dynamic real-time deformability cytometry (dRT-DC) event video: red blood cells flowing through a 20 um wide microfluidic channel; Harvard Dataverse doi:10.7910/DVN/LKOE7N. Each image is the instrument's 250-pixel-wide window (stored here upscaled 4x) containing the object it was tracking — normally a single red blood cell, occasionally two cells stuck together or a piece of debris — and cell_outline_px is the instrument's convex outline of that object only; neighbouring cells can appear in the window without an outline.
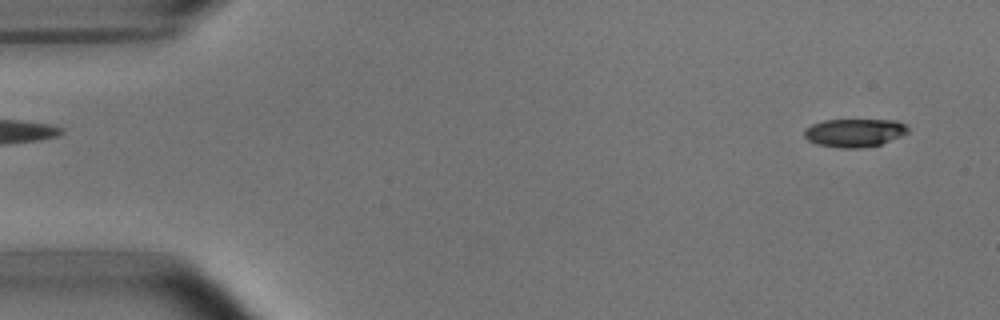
{"species": "common noctule bat (a hibernating species)", "species_latin": "Nyctalus noctula", "temperature_condition": "room temperature", "stored_images_in_passage": 9, "camera_frame_rate_fps": 3000, "um_per_image_px": 0.085, "animal": {"sex": "male", "body_mass_g": 15.6}, "frame": {"image": 1, "passage_image": 2, "time_ms": 0.333, "image_size_px": [1000, 320], "cell_outline_px": [[908, 132], [900, 136], [880, 144], [860, 148], [840, 148], [816, 144], [808, 140], [804, 136], [804, 128], [812, 124], [824, 120], [896, 120], [904, 124], [908, 128]], "centroid_in_image_um": [72.59, 11.28], "position_along_channel_um": 12.4, "area_um2": 16.99}}